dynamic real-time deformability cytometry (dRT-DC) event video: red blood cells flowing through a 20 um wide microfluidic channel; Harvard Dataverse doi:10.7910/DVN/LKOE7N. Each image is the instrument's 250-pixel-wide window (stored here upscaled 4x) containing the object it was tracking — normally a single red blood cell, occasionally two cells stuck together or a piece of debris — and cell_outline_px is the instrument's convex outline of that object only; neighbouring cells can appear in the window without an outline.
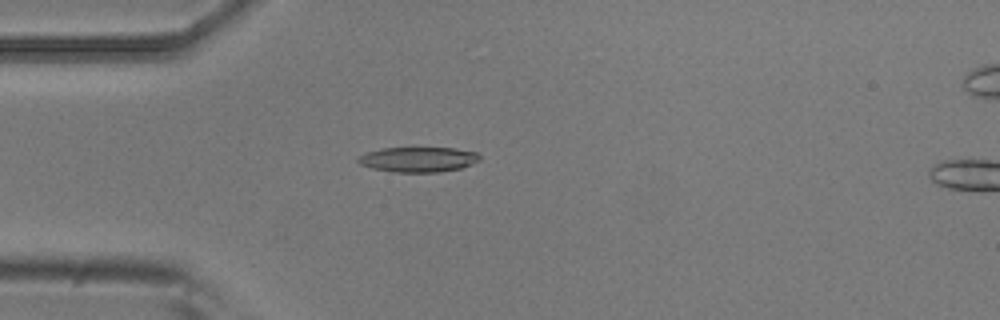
{"species": "common noctule bat (a hibernating species)", "species_latin": "Nyctalus noctula", "temperature_condition": "room temperature", "stored_images_in_passage": 5, "camera_frame_rate_fps": 3000, "um_per_image_px": 0.085, "animal": {"sex": "male", "body_mass_g": 20.5, "forearm_length_mm": 52.5}, "frame": {"image": 1, "passage_image": 4, "time_ms": 1.0, "image_size_px": [1000, 320], "cell_outline_px": [[480, 160], [460, 168], [440, 172], [392, 172], [372, 168], [360, 164], [356, 160], [360, 156], [368, 152], [384, 148], [452, 148], [476, 152], [480, 156]], "centroid_in_image_um": [35.54, 13.56], "position_along_channel_um": 49.5, "area_um2": 17.57}}